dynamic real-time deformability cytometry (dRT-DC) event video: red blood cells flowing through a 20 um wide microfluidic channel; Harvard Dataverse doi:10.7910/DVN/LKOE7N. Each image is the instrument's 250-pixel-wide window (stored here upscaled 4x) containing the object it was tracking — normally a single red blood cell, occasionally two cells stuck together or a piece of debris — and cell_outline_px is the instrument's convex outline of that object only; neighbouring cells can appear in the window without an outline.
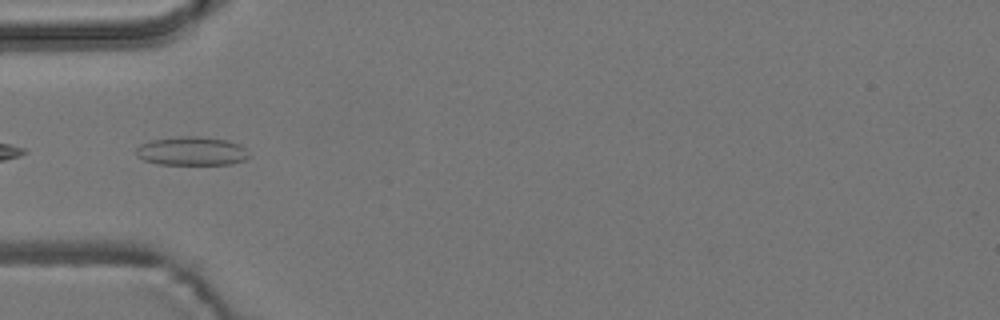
{"species": "common noctule bat (a hibernating species)", "species_latin": "Nyctalus noctula", "temperature_condition": "room temperature", "stored_images_in_passage": 4, "camera_frame_rate_fps": 3000, "um_per_image_px": 0.085, "animal": {"sex": "male", "body_mass_g": 19.2, "forearm_length_mm": 51.8}, "frame": {"image": 1, "passage_image": 1, "time_ms": 0.0, "image_size_px": [1000, 320], "cell_outline_px": [[252, 156], [244, 160], [232, 164], [160, 164], [144, 160], [136, 156], [136, 148], [140, 144], [152, 140], [180, 136], [200, 136], [228, 140], [240, 144]], "centroid_in_image_um": [16.32, 12.84], "position_along_channel_um": 68.7, "area_um2": 19.02}}
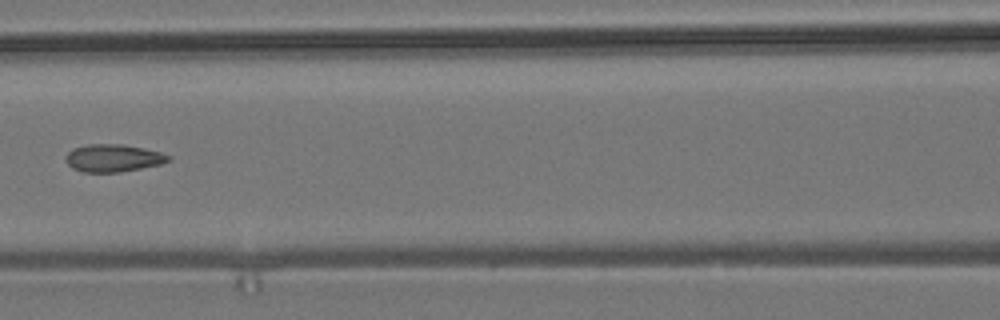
{"frame": {"image": 2, "passage_image": 3, "time_ms": 0.667, "image_size_px": [1000, 320], "cell_outline_px": [[172, 160], [160, 164], [120, 172], [84, 172], [72, 168], [64, 160], [68, 152], [72, 148], [88, 144], [124, 144], [144, 148], [160, 152], [172, 156]], "centroid_in_image_um": [9.62, 13.42], "position_along_channel_um": 157.0, "area_um2": 16.59}}
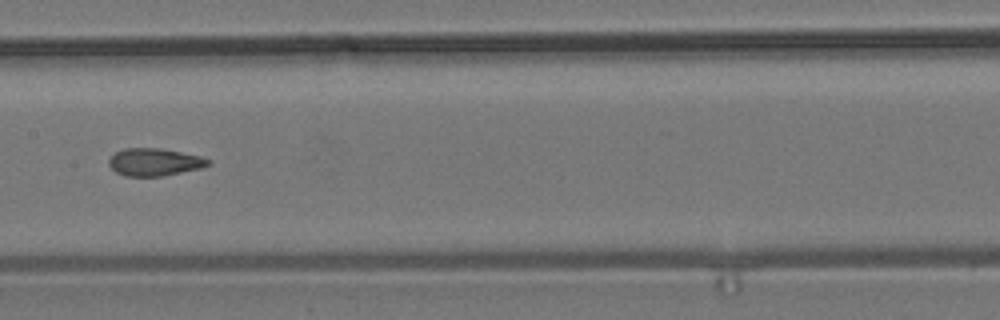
{"frame": {"image": 3, "passage_image": 4, "time_ms": 1.0, "image_size_px": [1000, 320], "cell_outline_px": [[212, 164], [200, 168], [164, 176], [124, 176], [116, 172], [108, 164], [108, 160], [116, 152], [124, 148], [160, 148], [200, 156], [212, 160]], "centroid_in_image_um": [13.14, 13.78], "position_along_channel_um": 194.3, "area_um2": 15.95}}